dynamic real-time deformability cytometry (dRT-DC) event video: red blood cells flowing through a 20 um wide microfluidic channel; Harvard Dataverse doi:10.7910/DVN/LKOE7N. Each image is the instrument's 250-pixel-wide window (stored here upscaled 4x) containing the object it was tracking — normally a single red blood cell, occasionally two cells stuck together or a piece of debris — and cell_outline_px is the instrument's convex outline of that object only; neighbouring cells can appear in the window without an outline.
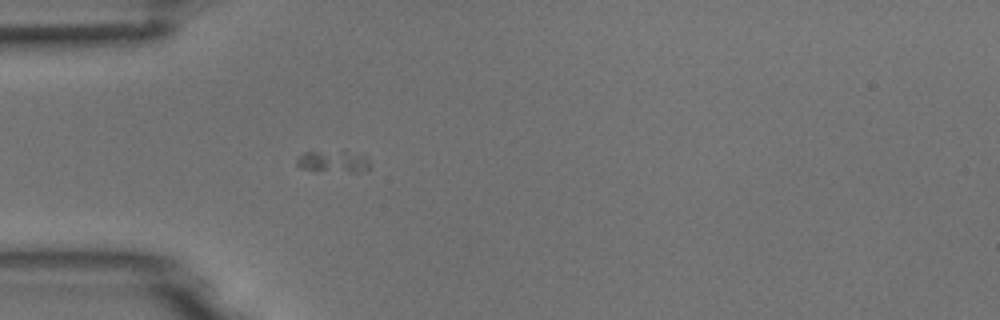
{"species": "common noctule bat (a hibernating species)", "species_latin": "Nyctalus noctula", "temperature_condition": "room temperature", "stored_images_in_passage": 44, "camera_frame_rate_fps": 3000, "um_per_image_px": 0.085, "animal": {"sex": "male", "body_mass_g": 18.8}, "frame": {"image": 1, "passage_image": 10, "time_ms": 3.0, "image_size_px": [1000, 320], "cell_outline_px": [[372, 168], [356, 172], [348, 172], [300, 168], [296, 164], [296, 160], [304, 152], [344, 148], [368, 156], [372, 164]], "centroid_in_image_um": [28.44, 13.66], "position_along_channel_um": 56.6, "area_um2": 10.0}}